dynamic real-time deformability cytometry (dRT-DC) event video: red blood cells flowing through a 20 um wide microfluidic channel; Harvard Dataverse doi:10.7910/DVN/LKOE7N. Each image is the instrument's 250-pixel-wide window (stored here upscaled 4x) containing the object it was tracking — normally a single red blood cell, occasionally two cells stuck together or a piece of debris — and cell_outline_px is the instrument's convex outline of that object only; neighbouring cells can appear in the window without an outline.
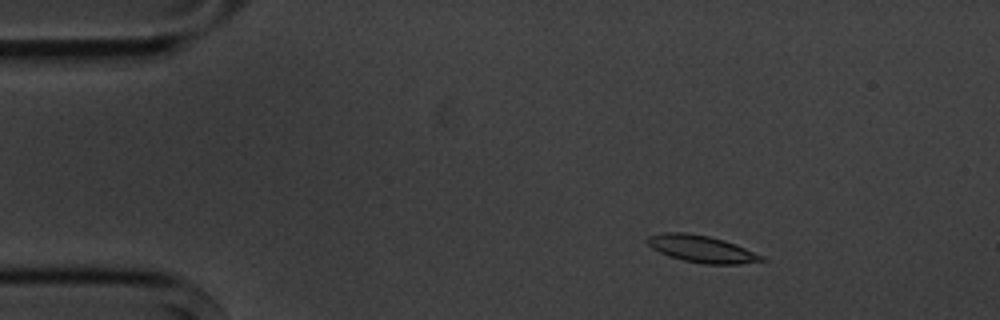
{"species": "common noctule bat (a hibernating species)", "species_latin": "Nyctalus noctula", "temperature_condition": "cold", "stored_images_in_passage": 4, "camera_frame_rate_fps": 3000, "um_per_image_px": 0.085, "animal": {"sex": "male", "body_mass_g": 20.1, "forearm_length_mm": 53.5}, "frame": {"image": 1, "passage_image": 2, "time_ms": 2.0, "image_size_px": [1000, 320], "cell_outline_px": [[768, 260], [740, 264], [704, 264], [684, 260], [668, 256], [652, 248], [648, 244], [648, 236], [664, 232], [684, 232], [708, 236], [724, 240], [764, 256]], "centroid_in_image_um": [59.65, 21.16], "position_along_channel_um": 25.3, "area_um2": 17.8}}